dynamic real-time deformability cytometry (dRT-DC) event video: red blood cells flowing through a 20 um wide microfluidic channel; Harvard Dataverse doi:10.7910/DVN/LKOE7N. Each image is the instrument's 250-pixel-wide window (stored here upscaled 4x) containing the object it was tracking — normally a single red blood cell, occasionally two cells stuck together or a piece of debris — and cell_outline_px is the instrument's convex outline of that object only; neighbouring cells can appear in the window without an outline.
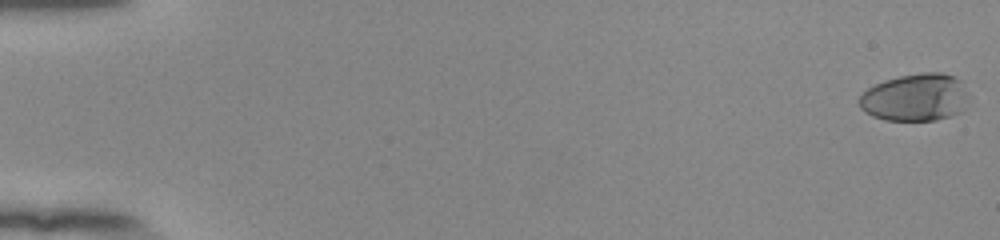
{"species": "human", "species_latin": "Homo sapiens", "temperature_condition": "room temperature", "stored_images_in_passage": 55, "camera_frame_rate_fps": 3000, "um_per_image_px": 0.085, "donor": {"sex": "female"}, "frame": {"image": 1, "passage_image": 1, "time_ms": 0.0, "image_size_px": [1000, 240], "cell_outline_px": [[972, 96], [960, 112], [936, 120], [884, 120], [872, 116], [864, 112], [860, 108], [860, 96], [868, 88], [884, 80], [900, 76], [920, 72], [940, 72], [956, 76], [960, 80]], "centroid_in_image_um": [77.85, 8.27], "position_along_channel_um": 7.2, "area_um2": 30.63}}
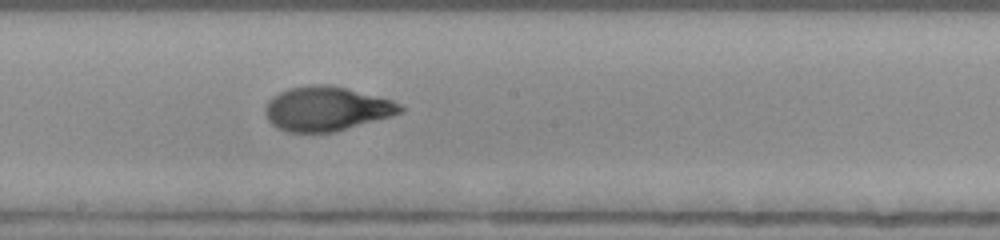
{"frame": {"image": 2, "passage_image": 32, "time_ms": 10.333, "image_size_px": [1000, 240], "cell_outline_px": [[404, 112], [392, 116], [336, 132], [288, 132], [276, 128], [268, 120], [264, 112], [264, 108], [268, 100], [272, 96], [288, 88], [312, 84], [328, 84], [392, 100], [400, 104], [404, 108]], "centroid_in_image_um": [27.73, 9.25], "position_along_channel_um": 220.5, "area_um2": 35.03}}
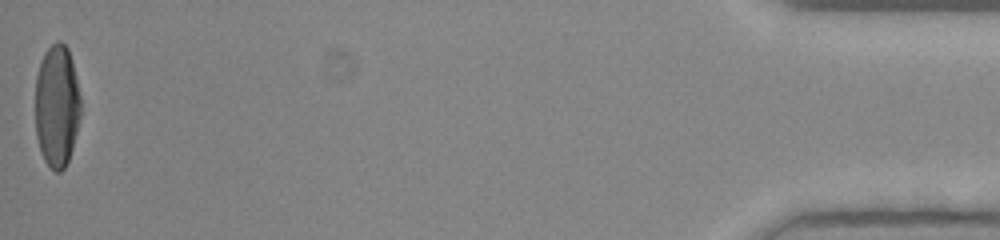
{"frame": {"image": 3, "passage_image": 55, "time_ms": 18.0, "image_size_px": [1000, 240], "cell_outline_px": [[80, 116], [72, 148], [68, 160], [64, 168], [60, 172], [56, 172], [44, 160], [36, 136], [36, 76], [40, 60], [44, 52], [56, 40], [60, 40], [68, 48], [72, 60], [80, 96]], "centroid_in_image_um": [4.83, 8.96], "position_along_channel_um": 430.4, "area_um2": 32.31}, "authors_computed_cell_mechanics": {"area_um2": 33.3506, "velocity_mm_per_s": 3.8959, "shape_relaxation_time_tau1_ms": 4.7523, "shape_relaxation_time_tau2_ms": 1.166, "deformation_change_tau1": 0.2409, "deformation_change_tau2": 0.0634}}